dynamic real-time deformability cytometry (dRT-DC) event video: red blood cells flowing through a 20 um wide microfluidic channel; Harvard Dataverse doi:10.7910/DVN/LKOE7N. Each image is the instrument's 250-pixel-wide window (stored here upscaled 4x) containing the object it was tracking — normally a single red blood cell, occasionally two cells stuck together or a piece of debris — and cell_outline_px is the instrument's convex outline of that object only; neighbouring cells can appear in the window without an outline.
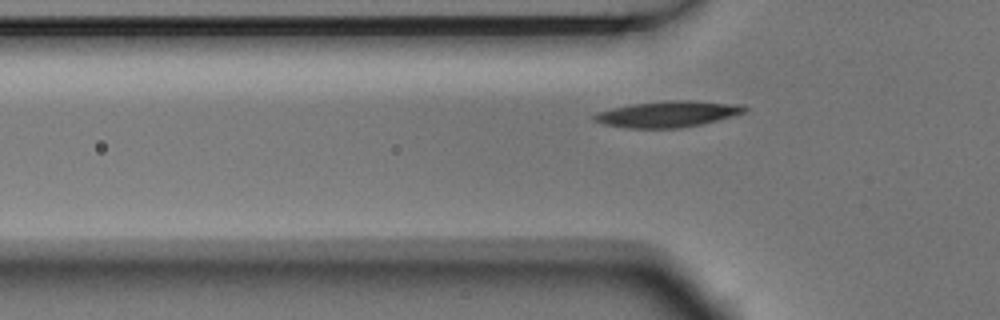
{"species": "Egyptian fruit bat (a non-hibernating species)", "species_latin": "Rousettus aegyptiacus", "temperature_condition": "room temperature", "stored_images_in_passage": 6, "segment_of_instrument_passage": [2, 2], "camera_frame_rate_fps": 3000, "um_per_image_px": 0.085, "animal": {"sex": "male"}, "frame": {"image": 1, "passage_image": 6, "time_ms": 1.667, "image_size_px": [1000, 320], "cell_outline_px": [[748, 108], [744, 112], [732, 116], [700, 124], [680, 128], [628, 128], [604, 124], [592, 120], [592, 116], [596, 112], [612, 108], [632, 104], [668, 100], [692, 100], [744, 104]], "centroid_in_image_um": [56.75, 9.68], "position_along_channel_um": 69.0, "area_um2": 22.95}}